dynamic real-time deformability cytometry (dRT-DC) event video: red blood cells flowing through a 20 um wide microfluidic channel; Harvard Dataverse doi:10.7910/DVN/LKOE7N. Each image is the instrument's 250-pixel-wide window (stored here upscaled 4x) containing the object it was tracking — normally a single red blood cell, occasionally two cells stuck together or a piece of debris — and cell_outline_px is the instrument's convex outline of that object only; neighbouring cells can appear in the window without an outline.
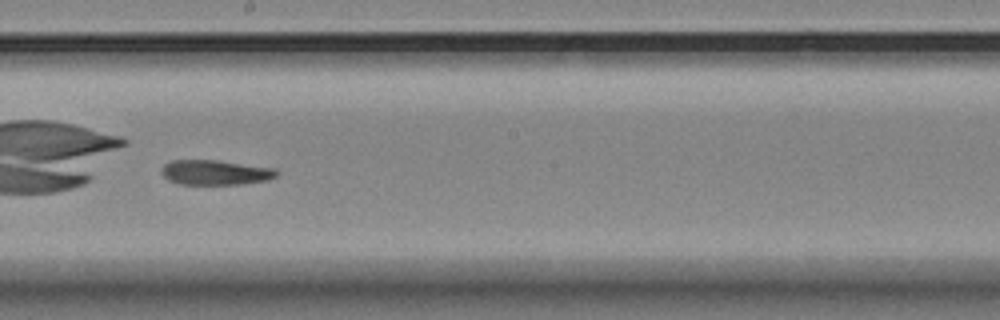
{"species": "Egyptian fruit bat (a non-hibernating species)", "species_latin": "Rousettus aegyptiacus", "temperature_condition": "room temperature", "stored_images_in_passage": 44, "camera_frame_rate_fps": 3000, "um_per_image_px": 0.085, "animal": {"sex": "female"}, "frame": {"image": 1, "passage_image": 19, "time_ms": 6.0, "image_size_px": [1000, 320], "cell_outline_px": [[280, 172], [276, 176], [268, 180], [240, 184], [180, 184], [168, 180], [160, 172], [160, 168], [164, 164], [172, 160], [216, 160], [276, 168]], "centroid_in_image_um": [18.3, 14.65], "position_along_channel_um": 229.9, "area_um2": 16.82}, "authors_computed_cell_mechanics": {"area_um2": 17.3978, "velocity_mm_per_s": 3.439, "shape_relaxation_time_tau1_ms": null, "shape_relaxation_time_tau2_ms": 10.347, "deformation_change_tau1": null, "deformation_change_tau2": 0.2003}}